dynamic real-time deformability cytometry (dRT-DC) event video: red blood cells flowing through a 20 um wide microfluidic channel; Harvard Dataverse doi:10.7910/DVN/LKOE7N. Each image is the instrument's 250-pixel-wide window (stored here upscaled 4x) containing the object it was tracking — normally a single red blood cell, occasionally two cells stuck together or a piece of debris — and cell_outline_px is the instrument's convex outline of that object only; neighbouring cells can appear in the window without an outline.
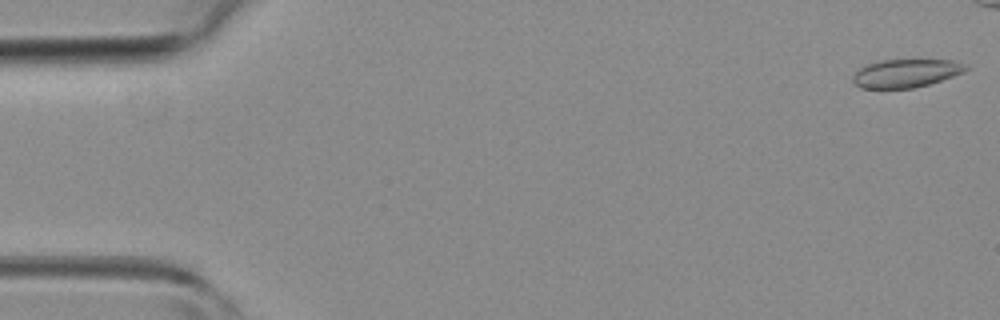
{"species": "common noctule bat (a hibernating species)", "species_latin": "Nyctalus noctula", "temperature_condition": "room temperature", "stored_images_in_passage": 14, "camera_frame_rate_fps": 3000, "um_per_image_px": 0.085, "animal": {"sex": "female", "body_mass_g": 19.3, "forearm_length_mm": 54.1}, "frame": {"image": 1, "passage_image": 1, "time_ms": 0.0, "image_size_px": [1000, 320], "cell_outline_px": [[968, 68], [964, 72], [928, 84], [912, 88], [860, 88], [852, 80], [852, 76], [860, 68], [868, 64], [880, 60], [952, 60], [968, 64]], "centroid_in_image_um": [77.01, 6.22], "position_along_channel_um": 8.0, "area_um2": 18.44}}
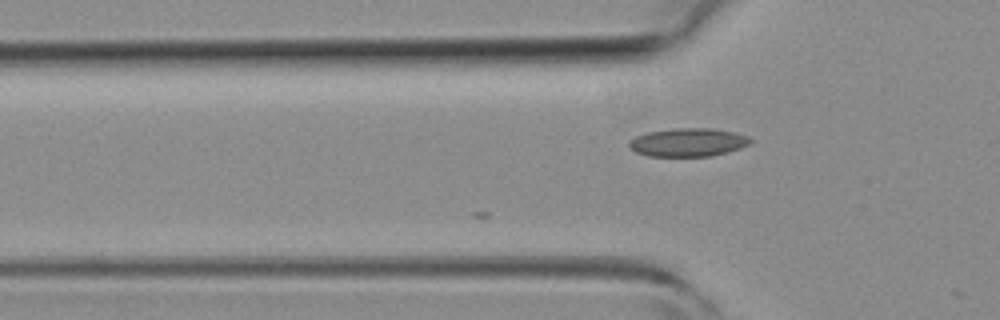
{"frame": {"image": 2, "passage_image": 14, "time_ms": 4.333, "image_size_px": [1000, 320], "cell_outline_px": [[752, 140], [748, 144], [740, 148], [728, 152], [712, 156], [648, 156], [636, 152], [628, 144], [636, 136], [648, 132], [676, 128], [708, 128], [732, 132], [748, 136]], "centroid_in_image_um": [58.49, 12.1], "position_along_channel_um": 67.3, "area_um2": 19.77}}